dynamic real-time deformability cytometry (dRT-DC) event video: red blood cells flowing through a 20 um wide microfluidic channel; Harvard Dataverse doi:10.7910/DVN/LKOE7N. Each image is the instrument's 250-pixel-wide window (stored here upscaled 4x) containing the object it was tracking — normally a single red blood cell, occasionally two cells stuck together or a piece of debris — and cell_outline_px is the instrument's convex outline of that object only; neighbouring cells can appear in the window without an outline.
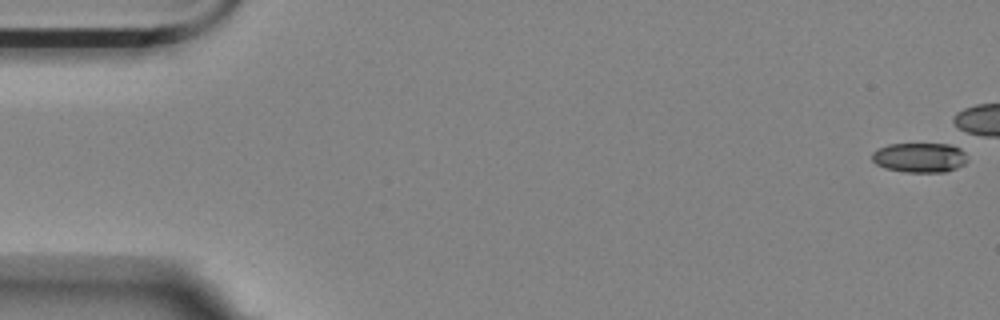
{"species": "Egyptian fruit bat (a non-hibernating species)", "species_latin": "Rousettus aegyptiacus", "temperature_condition": "room temperature", "stored_images_in_passage": 4, "camera_frame_rate_fps": 3000, "um_per_image_px": 0.085, "animal": {"sex": "female"}, "frame": {"image": 1, "passage_image": 1, "time_ms": 0.0, "image_size_px": [1000, 320], "cell_outline_px": [[968, 160], [964, 164], [956, 168], [944, 172], [904, 172], [884, 168], [876, 164], [872, 160], [872, 152], [876, 148], [888, 144], [948, 144], [960, 148], [964, 152]], "centroid_in_image_um": [78.14, 13.39], "position_along_channel_um": 6.9, "area_um2": 16.65}}